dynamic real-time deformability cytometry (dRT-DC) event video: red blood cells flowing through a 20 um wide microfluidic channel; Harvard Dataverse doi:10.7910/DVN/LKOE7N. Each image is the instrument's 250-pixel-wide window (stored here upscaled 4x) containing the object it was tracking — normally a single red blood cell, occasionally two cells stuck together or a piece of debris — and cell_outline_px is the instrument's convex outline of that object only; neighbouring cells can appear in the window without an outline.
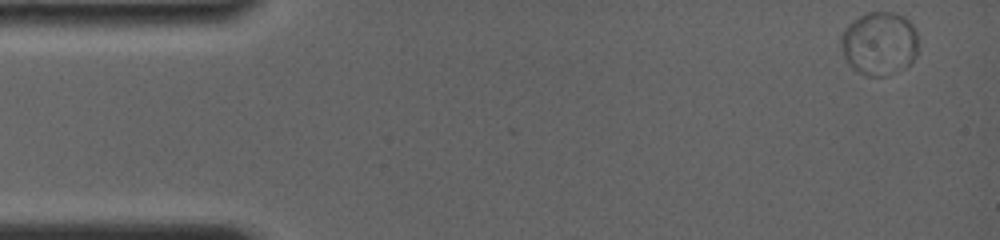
{"species": "common noctule bat (a hibernating species)", "species_latin": "Nyctalus noctula", "temperature_condition": "room temperature", "stored_images_in_passage": 64, "segment_of_instrument_passage": [1, 2], "camera_frame_rate_fps": 4000, "um_per_image_px": 0.085, "animal": {"sex": "female", "body_mass_g": 19.0, "forearm_length_mm": 56.7}, "frame": {"image": 1, "passage_image": 1, "time_ms": 0.0, "image_size_px": [1000, 240], "cell_outline_px": [[916, 56], [904, 68], [884, 76], [868, 76], [856, 72], [848, 64], [840, 48], [840, 36], [844, 28], [852, 20], [868, 12], [892, 12], [904, 16], [912, 24], [916, 32]], "centroid_in_image_um": [74.69, 3.69], "position_along_channel_um": 10.3, "area_um2": 28.73}}
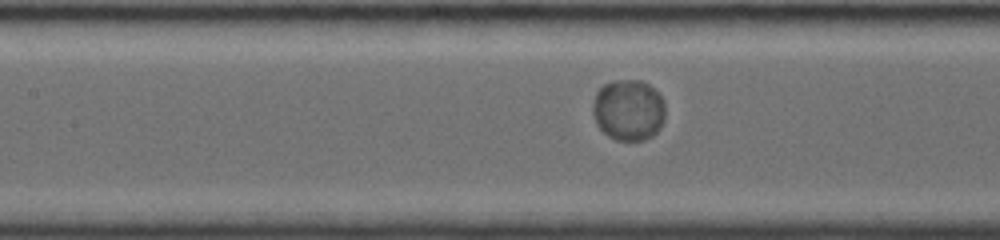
{"frame": {"image": 2, "passage_image": 28, "time_ms": 6.75, "image_size_px": [1000, 240], "cell_outline_px": [[664, 120], [660, 128], [652, 136], [644, 140], [616, 140], [608, 136], [596, 124], [592, 112], [592, 104], [596, 92], [604, 84], [612, 80], [640, 80], [648, 84], [664, 100]], "centroid_in_image_um": [53.4, 9.35], "position_along_channel_um": 154.0, "area_um2": 25.95}}
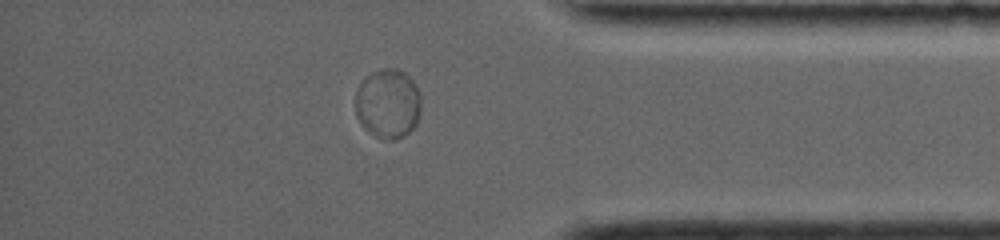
{"frame": {"image": 3, "passage_image": 55, "time_ms": 13.5, "image_size_px": [1000, 240], "cell_outline_px": [[420, 112], [416, 124], [404, 136], [396, 140], [380, 140], [368, 132], [364, 128], [356, 116], [356, 92], [360, 80], [364, 76], [372, 72], [384, 68], [396, 68], [404, 72], [416, 84], [420, 96]], "centroid_in_image_um": [32.96, 8.81], "position_along_channel_um": 402.2, "area_um2": 27.05}}